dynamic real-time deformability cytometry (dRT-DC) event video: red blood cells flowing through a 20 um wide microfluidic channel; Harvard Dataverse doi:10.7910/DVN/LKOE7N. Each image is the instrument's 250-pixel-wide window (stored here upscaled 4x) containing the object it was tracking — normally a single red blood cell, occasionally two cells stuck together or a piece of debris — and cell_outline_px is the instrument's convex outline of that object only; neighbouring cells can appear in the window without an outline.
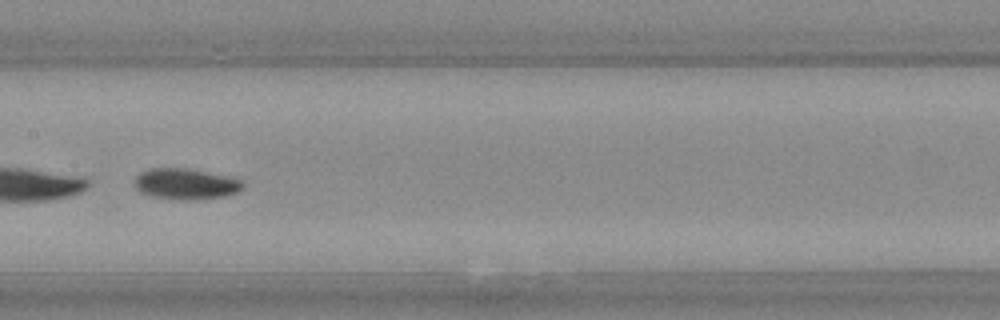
{"species": "Egyptian fruit bat (a non-hibernating species)", "species_latin": "Rousettus aegyptiacus", "temperature_condition": "warm", "stored_images_in_passage": 55, "camera_frame_rate_fps": 3000, "um_per_image_px": 0.085, "animal": {"sex": "female"}, "frame": {"image": 1, "passage_image": 30, "time_ms": 9.667, "image_size_px": [1000, 320], "cell_outline_px": [[244, 188], [236, 192], [224, 196], [188, 200], [184, 200], [152, 196], [140, 192], [136, 188], [136, 176], [140, 172], [152, 168], [188, 168], [244, 180]], "centroid_in_image_um": [15.8, 15.63], "position_along_channel_um": 191.6, "area_um2": 19.31}, "authors_computed_cell_mechanics": {"area_um2": 21.8484, "velocity_mm_per_s": 3.7127, "shape_relaxation_time_tau1_ms": 1.6213, "shape_relaxation_time_tau2_ms": 1.4619, "deformation_change_tau1": 0.0834, "deformation_change_tau2": 0.0464}}